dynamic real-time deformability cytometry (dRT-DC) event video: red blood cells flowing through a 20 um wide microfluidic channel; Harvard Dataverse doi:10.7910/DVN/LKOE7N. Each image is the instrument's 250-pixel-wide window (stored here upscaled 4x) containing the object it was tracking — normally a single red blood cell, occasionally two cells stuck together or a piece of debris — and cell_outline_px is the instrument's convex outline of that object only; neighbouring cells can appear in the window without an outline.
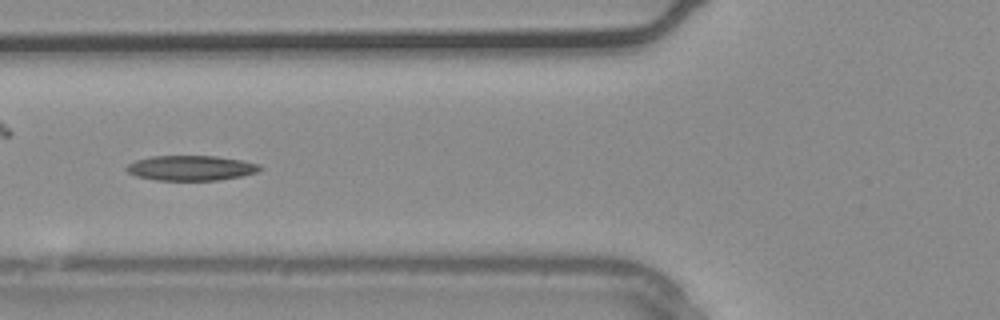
{"species": "common noctule bat (a hibernating species)", "species_latin": "Nyctalus noctula", "temperature_condition": "warm", "stored_images_in_passage": 25, "camera_frame_rate_fps": 3000, "um_per_image_px": 0.085, "animal": {"sex": "male", "body_mass_g": 20.4}, "frame": {"image": 1, "passage_image": 14, "time_ms": 4.333, "image_size_px": [1000, 320], "cell_outline_px": [[264, 168], [256, 172], [240, 176], [216, 180], [156, 180], [136, 176], [128, 172], [124, 168], [128, 164], [136, 160], [152, 156], [216, 156], [244, 160], [260, 164]], "centroid_in_image_um": [16.24, 14.27], "position_along_channel_um": 109.6, "area_um2": 19.48}}